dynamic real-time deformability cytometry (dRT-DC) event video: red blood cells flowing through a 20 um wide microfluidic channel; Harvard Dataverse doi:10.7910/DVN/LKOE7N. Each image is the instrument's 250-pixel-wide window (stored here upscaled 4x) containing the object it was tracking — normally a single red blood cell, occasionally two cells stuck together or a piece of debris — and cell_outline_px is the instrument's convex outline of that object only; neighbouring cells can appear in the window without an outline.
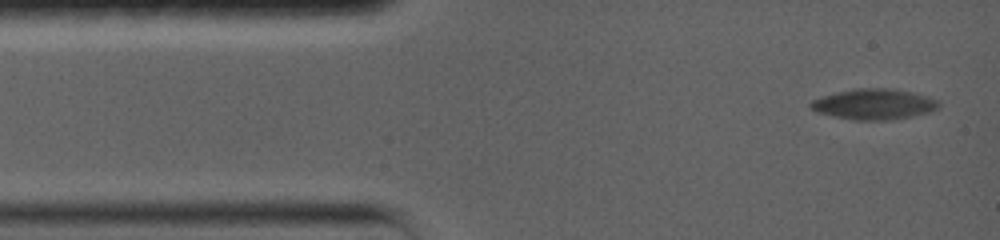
{"species": "common noctule bat (a hibernating species)", "species_latin": "Nyctalus noctula", "temperature_condition": "warm", "stored_images_in_passage": 48, "camera_frame_rate_fps": 5000, "um_per_image_px": 0.085, "animal": {"sex": "female", "body_mass_g": 19.0, "forearm_length_mm": 56.7}, "frame": {"image": 1, "passage_image": 1, "time_ms": 0.0, "image_size_px": [1000, 240], "cell_outline_px": [[940, 104], [936, 108], [928, 112], [912, 116], [888, 120], [852, 120], [832, 116], [816, 112], [808, 104], [812, 100], [820, 96], [836, 92], [856, 88], [892, 88], [912, 92], [928, 96], [940, 100]], "centroid_in_image_um": [74.27, 8.85], "position_along_channel_um": 10.7, "area_um2": 23.0}}
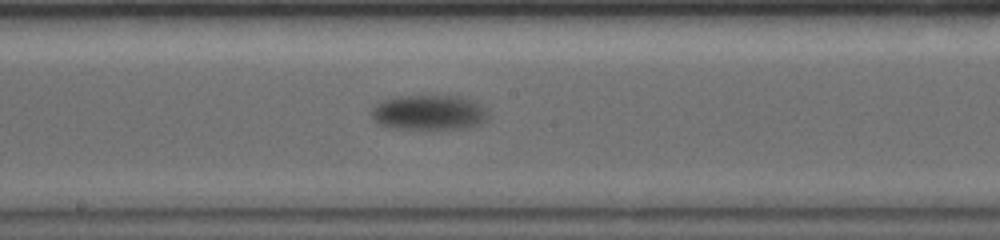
{"frame": {"image": 2, "passage_image": 20, "time_ms": 8.0, "image_size_px": [1000, 240], "cell_outline_px": [[484, 120], [476, 124], [452, 128], [396, 128], [384, 124], [376, 120], [372, 116], [372, 108], [376, 104], [384, 100], [396, 96], [460, 96], [476, 100], [484, 108]], "centroid_in_image_um": [36.43, 9.52], "position_along_channel_um": 211.8, "area_um2": 22.89}}
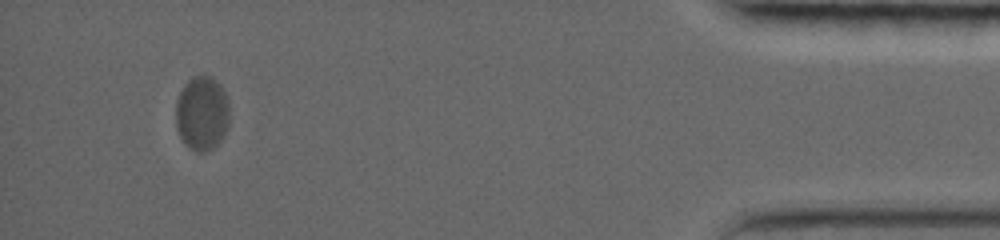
{"frame": {"image": 3, "passage_image": 42, "time_ms": 16.6, "image_size_px": [1000, 240], "cell_outline_px": [[220, 112], [216, 128], [212, 140], [196, 144], [192, 144], [184, 136], [180, 128], [176, 112], [176, 108], [180, 96], [184, 88], [192, 80], [204, 76], [212, 80], [220, 96]], "centroid_in_image_um": [16.91, 9.39], "position_along_channel_um": 418.3, "area_um2": 16.47}, "authors_computed_cell_mechanics": {"area_um2": 21.0392, "velocity_mm_per_s": 3.3652, "shape_relaxation_time_tau1_ms": 1.9224, "shape_relaxation_time_tau2_ms": null, "deformation_change_tau1": 0.0977, "deformation_change_tau2": null}}